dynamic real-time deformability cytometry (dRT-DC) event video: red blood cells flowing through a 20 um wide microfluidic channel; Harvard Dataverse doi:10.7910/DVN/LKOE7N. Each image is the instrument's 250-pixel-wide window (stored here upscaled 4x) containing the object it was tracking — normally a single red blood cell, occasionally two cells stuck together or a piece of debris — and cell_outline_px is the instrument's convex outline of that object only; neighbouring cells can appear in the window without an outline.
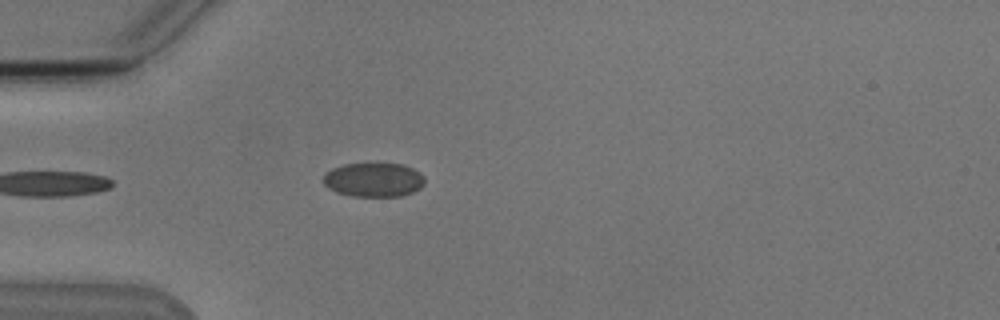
{"species": "Egyptian fruit bat (a non-hibernating species)", "species_latin": "Rousettus aegyptiacus", "temperature_condition": "cold", "stored_images_in_passage": 1, "camera_frame_rate_fps": 3000, "um_per_image_px": 0.085, "animal": {"sex": "male"}, "frame": {"image": 1, "passage_image": 1, "time_ms": 0.0, "image_size_px": [1000, 320], "cell_outline_px": [[424, 184], [420, 188], [412, 192], [400, 196], [352, 196], [336, 192], [328, 188], [324, 184], [324, 172], [332, 168], [344, 164], [404, 164], [420, 172], [424, 176]], "centroid_in_image_um": [31.75, 15.28], "position_along_channel_um": 53.2, "area_um2": 20.17}}